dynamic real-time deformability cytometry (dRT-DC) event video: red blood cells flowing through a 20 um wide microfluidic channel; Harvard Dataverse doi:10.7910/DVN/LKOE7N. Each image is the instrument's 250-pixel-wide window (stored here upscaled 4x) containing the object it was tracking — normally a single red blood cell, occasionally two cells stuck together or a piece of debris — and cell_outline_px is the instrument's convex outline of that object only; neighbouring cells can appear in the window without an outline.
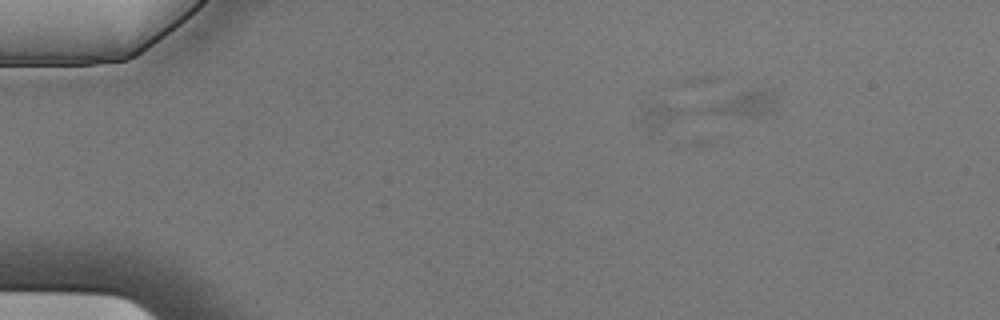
{"species": "Egyptian fruit bat (a non-hibernating species)", "species_latin": "Rousettus aegyptiacus", "temperature_condition": "cold", "stored_images_in_passage": 3, "camera_frame_rate_fps": 3000, "um_per_image_px": 0.085, "animal": {"sex": "male"}, "frame": {"image": 1, "passage_image": 1, "time_ms": 0.0, "image_size_px": [1000, 320], "cell_outline_px": [[776, 104], [772, 112], [760, 116], [648, 128], [640, 116], [640, 100], [648, 92], [748, 88], [772, 88], [776, 92]], "centroid_in_image_um": [59.92, 8.99], "position_along_channel_um": 25.1, "area_um2": 30.35}}